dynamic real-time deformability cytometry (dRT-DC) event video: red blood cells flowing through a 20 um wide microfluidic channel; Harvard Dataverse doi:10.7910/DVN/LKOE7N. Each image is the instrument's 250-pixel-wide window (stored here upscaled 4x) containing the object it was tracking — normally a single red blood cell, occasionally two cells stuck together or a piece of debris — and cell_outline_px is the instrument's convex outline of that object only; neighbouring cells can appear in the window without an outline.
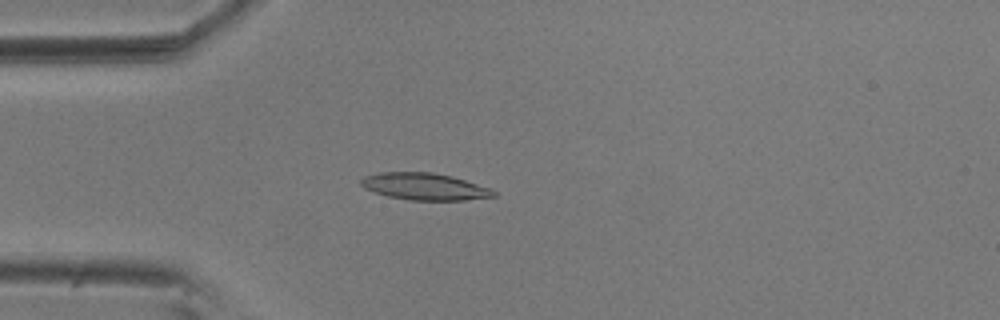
{"species": "common noctule bat (a hibernating species)", "species_latin": "Nyctalus noctula", "temperature_condition": "room temperature", "stored_images_in_passage": 54, "camera_frame_rate_fps": 3000, "um_per_image_px": 0.085, "animal": {"sex": "male", "body_mass_g": 20.5, "forearm_length_mm": 52.5}, "frame": {"image": 1, "passage_image": 14, "time_ms": 4.333, "image_size_px": [1000, 320], "cell_outline_px": [[496, 196], [464, 200], [412, 200], [388, 196], [364, 188], [360, 184], [360, 180], [364, 176], [380, 172], [432, 172], [452, 176], [492, 188], [496, 192]], "centroid_in_image_um": [36.11, 15.85], "position_along_channel_um": 48.9, "area_um2": 20.81}}
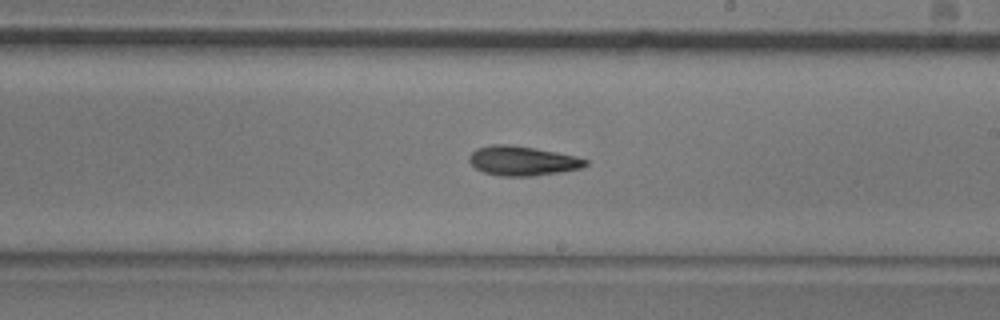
{"frame": {"image": 2, "passage_image": 31, "time_ms": 10.0, "image_size_px": [1000, 320], "cell_outline_px": [[588, 164], [584, 168], [536, 176], [500, 176], [484, 172], [476, 168], [468, 160], [468, 156], [476, 148], [492, 144], [512, 144], [556, 152], [576, 156], [588, 160]], "centroid_in_image_um": [44.42, 13.67], "position_along_channel_um": 244.6, "area_um2": 20.17}}
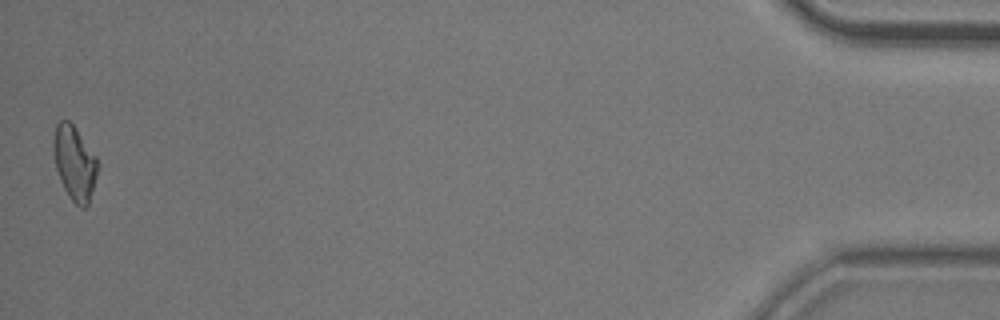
{"frame": {"image": 3, "passage_image": 54, "time_ms": 17.667, "image_size_px": [1000, 320], "cell_outline_px": [[100, 164], [88, 204], [84, 208], [80, 208], [72, 200], [64, 188], [60, 180], [56, 168], [56, 124], [60, 120], [68, 120], [76, 128], [96, 156]], "centroid_in_image_um": [6.4, 13.89], "position_along_channel_um": 428.8, "area_um2": 18.5}, "authors_computed_cell_mechanics": {"area_um2": 19.3919, "velocity_mm_per_s": 3.6419, "shape_relaxation_time_tau1_ms": 7.2426, "shape_relaxation_time_tau2_ms": null, "deformation_change_tau1": 0.1704, "deformation_change_tau2": null}}